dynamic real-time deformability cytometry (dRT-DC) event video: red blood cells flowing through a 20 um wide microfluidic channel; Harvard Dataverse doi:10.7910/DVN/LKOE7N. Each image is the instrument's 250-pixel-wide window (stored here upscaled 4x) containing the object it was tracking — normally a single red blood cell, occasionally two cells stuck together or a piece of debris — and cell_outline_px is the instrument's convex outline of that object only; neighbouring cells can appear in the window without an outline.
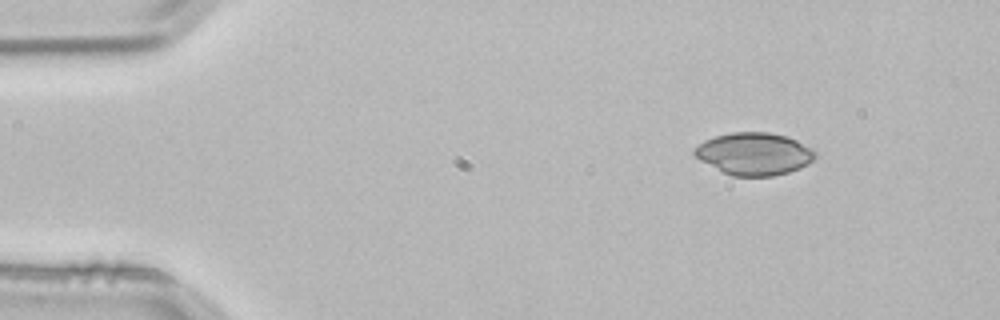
{"species": "common noctule bat (a hibernating species)", "species_latin": "Nyctalus noctula", "temperature_condition": "room temperature", "stored_images_in_passage": 2, "camera_frame_rate_fps": 3000, "um_per_image_px": 0.085, "animal": {"sex": "male", "body_mass_g": 21.5, "forearm_length_mm": 52.0}, "frame": {"image": 1, "passage_image": 1, "time_ms": 0.0, "image_size_px": [1000, 320], "cell_outline_px": [[816, 156], [808, 164], [800, 168], [788, 172], [772, 176], [732, 176], [700, 160], [692, 152], [692, 148], [704, 140], [716, 136], [732, 132], [768, 132], [788, 136], [812, 148], [816, 152]], "centroid_in_image_um": [64.1, 13.06], "position_along_channel_um": 20.9, "area_um2": 29.82}}